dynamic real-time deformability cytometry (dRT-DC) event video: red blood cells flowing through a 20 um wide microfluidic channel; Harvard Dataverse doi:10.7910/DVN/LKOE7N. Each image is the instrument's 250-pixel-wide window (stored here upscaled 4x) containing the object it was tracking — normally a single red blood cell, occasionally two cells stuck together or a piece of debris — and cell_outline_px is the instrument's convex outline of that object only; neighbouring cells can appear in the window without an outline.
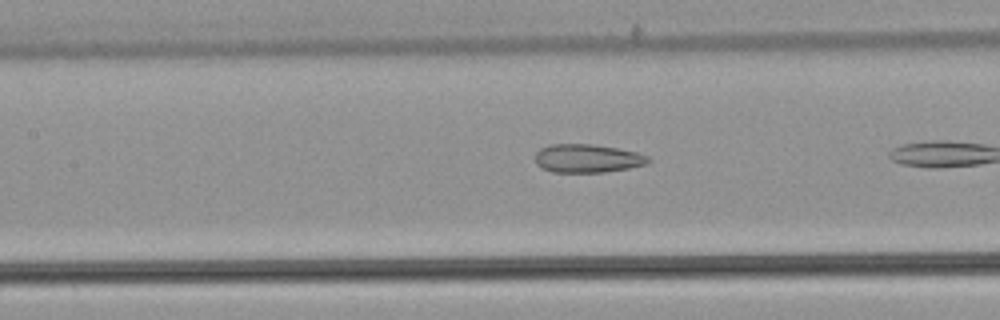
{"species": "common noctule bat (a hibernating species)", "species_latin": "Nyctalus noctula", "temperature_condition": "warm", "stored_images_in_passage": 9, "camera_frame_rate_fps": 3000, "um_per_image_px": 0.085, "animal": {"sex": "male", "body_mass_g": 21.5, "forearm_length_mm": 52.0}, "frame": {"image": 1, "passage_image": 8, "time_ms": 2.333, "image_size_px": [1000, 320], "cell_outline_px": [[652, 160], [648, 164], [628, 168], [604, 172], [552, 172], [540, 168], [536, 164], [536, 152], [540, 148], [552, 144], [592, 144], [616, 148], [636, 152], [648, 156]], "centroid_in_image_um": [49.92, 13.47], "position_along_channel_um": 157.5, "area_um2": 18.79}}